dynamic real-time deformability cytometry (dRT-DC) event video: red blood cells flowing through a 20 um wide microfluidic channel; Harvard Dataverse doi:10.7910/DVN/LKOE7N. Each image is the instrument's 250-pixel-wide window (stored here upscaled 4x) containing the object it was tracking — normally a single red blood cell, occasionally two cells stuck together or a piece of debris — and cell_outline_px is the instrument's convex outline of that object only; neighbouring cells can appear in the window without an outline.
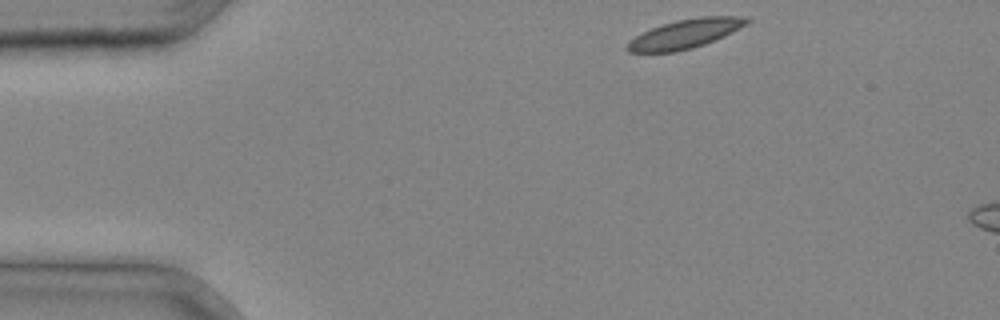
{"species": "common noctule bat (a hibernating species)", "species_latin": "Nyctalus noctula", "temperature_condition": "cold", "stored_images_in_passage": 5, "camera_frame_rate_fps": 3000, "um_per_image_px": 0.085, "animal": {"sex": "male", "body_mass_g": 20.4}, "frame": {"image": 1, "passage_image": 1, "time_ms": 0.0, "image_size_px": [1000, 320], "cell_outline_px": [[752, 20], [748, 24], [704, 44], [692, 48], [676, 52], [628, 52], [624, 48], [628, 40], [652, 28], [676, 20], [700, 16], [740, 16]], "centroid_in_image_um": [58.2, 2.88], "position_along_channel_um": 26.8, "area_um2": 20.06}}